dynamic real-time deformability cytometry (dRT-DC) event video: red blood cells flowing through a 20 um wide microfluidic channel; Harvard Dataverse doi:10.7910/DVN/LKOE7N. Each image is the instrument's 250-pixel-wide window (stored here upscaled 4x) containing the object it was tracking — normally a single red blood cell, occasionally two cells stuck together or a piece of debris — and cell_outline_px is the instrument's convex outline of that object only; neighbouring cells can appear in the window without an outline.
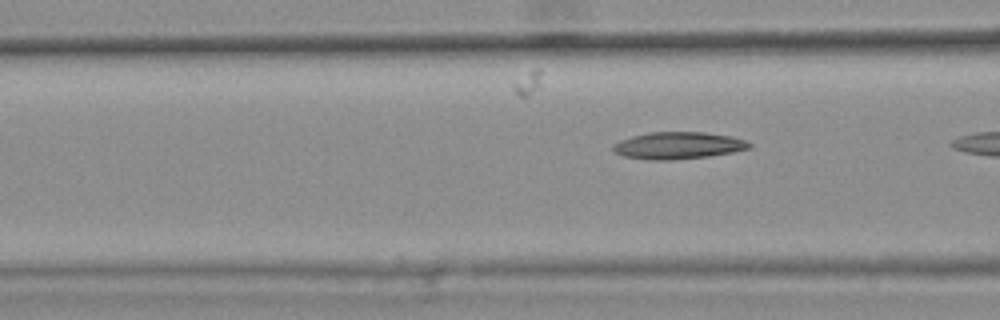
{"species": "common noctule bat (a hibernating species)", "species_latin": "Nyctalus noctula", "temperature_condition": "warm", "stored_images_in_passage": 3, "camera_frame_rate_fps": 3000, "um_per_image_px": 0.085, "animal": {"sex": "female", "body_mass_g": 25.1}, "frame": {"image": 1, "passage_image": 3, "time_ms": 0.667, "image_size_px": [1000, 320], "cell_outline_px": [[752, 148], [732, 152], [708, 156], [672, 160], [652, 160], [624, 156], [616, 152], [612, 148], [612, 144], [620, 140], [632, 136], [648, 132], [704, 132], [732, 136], [744, 140], [752, 144]], "centroid_in_image_um": [57.65, 12.36], "position_along_channel_um": 109.0, "area_um2": 21.44}}